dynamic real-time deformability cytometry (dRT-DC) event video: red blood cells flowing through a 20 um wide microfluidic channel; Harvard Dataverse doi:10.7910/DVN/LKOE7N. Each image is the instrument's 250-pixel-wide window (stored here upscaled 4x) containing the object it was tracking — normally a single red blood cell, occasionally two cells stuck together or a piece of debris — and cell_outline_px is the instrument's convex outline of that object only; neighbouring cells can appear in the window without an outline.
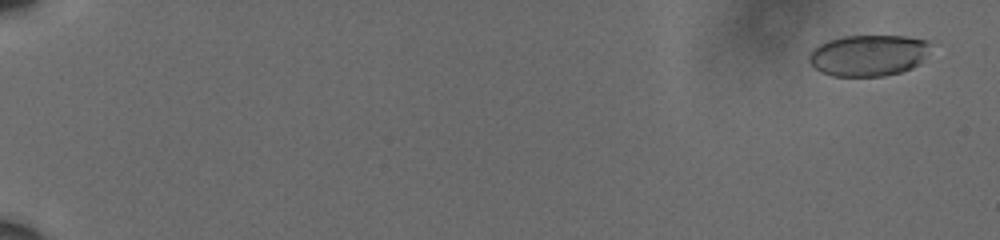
{"species": "human", "species_latin": "Homo sapiens", "temperature_condition": "cold", "stored_images_in_passage": 61, "camera_frame_rate_fps": 3000, "um_per_image_px": 0.085, "donor": {"sex": "male"}, "frame": {"image": 1, "passage_image": 3, "time_ms": 0.667, "image_size_px": [1000, 240], "cell_outline_px": [[928, 44], [924, 56], [920, 64], [912, 68], [900, 72], [884, 76], [832, 76], [820, 72], [808, 60], [808, 56], [812, 48], [828, 40], [844, 36], [904, 36], [928, 40]], "centroid_in_image_um": [73.77, 4.71], "position_along_channel_um": 11.2, "area_um2": 29.13}}
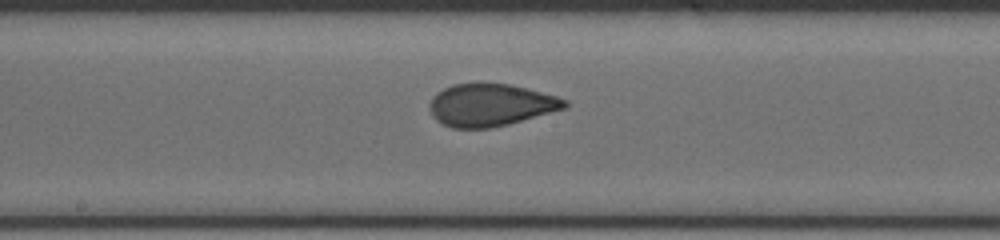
{"frame": {"image": 2, "passage_image": 36, "time_ms": 11.667, "image_size_px": [1000, 240], "cell_outline_px": [[568, 108], [508, 124], [488, 128], [452, 128], [436, 120], [432, 116], [428, 108], [428, 104], [432, 96], [436, 92], [452, 84], [476, 80], [480, 80], [508, 84], [556, 96], [568, 100]], "centroid_in_image_um": [41.65, 8.89], "position_along_channel_um": 206.5, "area_um2": 34.16}}
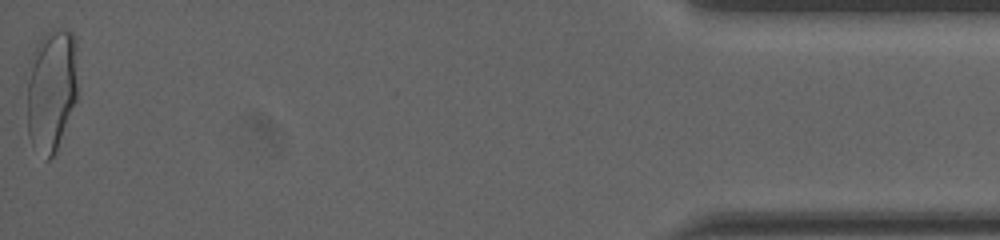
{"frame": {"image": 3, "passage_image": 61, "time_ms": 20.0, "image_size_px": [1000, 240], "cell_outline_px": [[76, 100], [56, 152], [48, 160], [44, 160], [32, 144], [28, 136], [28, 84], [32, 52], [36, 44], [44, 32], [64, 28], [72, 32], [76, 40]], "centroid_in_image_um": [4.37, 7.63], "position_along_channel_um": 430.8, "area_um2": 36.41}, "authors_computed_cell_mechanics": {"area_um2": 33.1194, "velocity_mm_per_s": 3.6171, "shape_relaxation_time_tau1_ms": 8.1509, "shape_relaxation_time_tau2_ms": 0.7807, "deformation_change_tau1": 0.1991, "deformation_change_tau2": 0.0587}}